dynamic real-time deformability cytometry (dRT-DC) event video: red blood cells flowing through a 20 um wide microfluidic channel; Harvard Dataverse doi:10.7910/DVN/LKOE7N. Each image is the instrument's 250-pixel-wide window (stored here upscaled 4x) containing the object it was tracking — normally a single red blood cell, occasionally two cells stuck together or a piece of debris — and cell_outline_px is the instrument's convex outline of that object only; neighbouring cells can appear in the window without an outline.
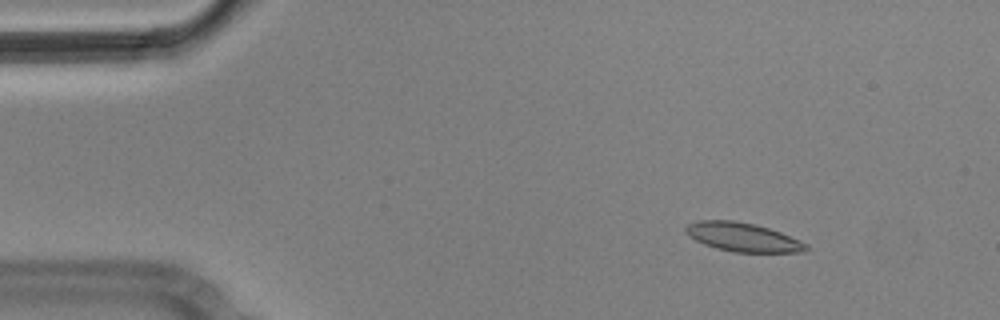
{"species": "Egyptian fruit bat (a non-hibernating species)", "species_latin": "Rousettus aegyptiacus", "temperature_condition": "cold", "stored_images_in_passage": 8, "camera_frame_rate_fps": 3000, "um_per_image_px": 0.085, "animal": {"sex": "male"}, "frame": {"image": 1, "passage_image": 1, "time_ms": 0.0, "image_size_px": [1000, 320], "cell_outline_px": [[808, 248], [804, 252], [732, 252], [716, 248], [704, 244], [688, 236], [684, 232], [684, 228], [688, 224], [700, 220], [732, 220], [756, 224], [780, 232], [800, 240], [808, 244]], "centroid_in_image_um": [63.12, 20.15], "position_along_channel_um": 21.9, "area_um2": 20.29}}
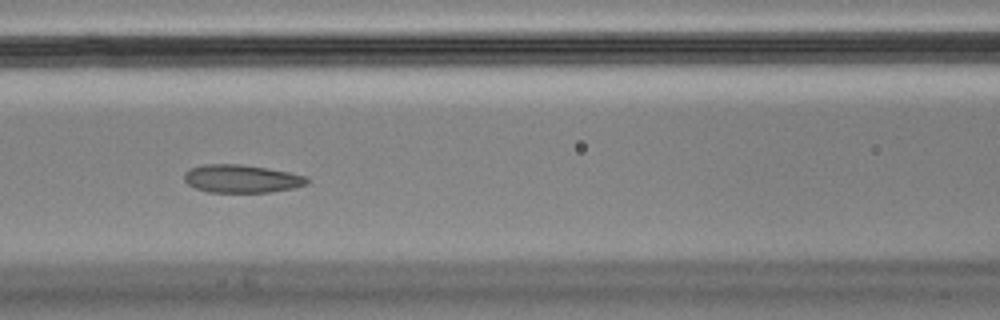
{"frame": {"image": 2, "passage_image": 6, "time_ms": 1.667, "image_size_px": [1000, 320], "cell_outline_px": [[312, 180], [308, 184], [292, 188], [268, 192], [208, 192], [196, 188], [188, 184], [184, 180], [184, 172], [192, 168], [204, 164], [240, 164], [268, 168], [308, 176]], "centroid_in_image_um": [20.57, 15.19], "position_along_channel_um": 146.0, "area_um2": 20.11}}
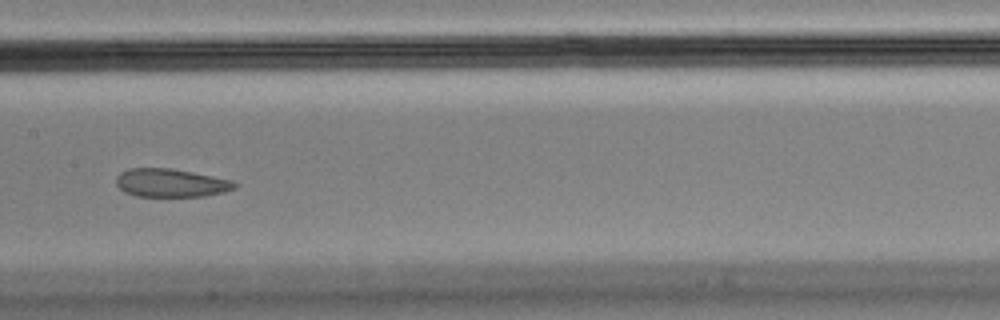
{"frame": {"image": 3, "passage_image": 7, "time_ms": 2.0, "image_size_px": [1000, 320], "cell_outline_px": [[236, 188], [224, 192], [204, 196], [136, 196], [124, 192], [116, 184], [116, 176], [120, 172], [128, 168], [172, 168], [232, 180], [236, 184]], "centroid_in_image_um": [14.5, 15.54], "position_along_channel_um": 192.9, "area_um2": 19.54}}